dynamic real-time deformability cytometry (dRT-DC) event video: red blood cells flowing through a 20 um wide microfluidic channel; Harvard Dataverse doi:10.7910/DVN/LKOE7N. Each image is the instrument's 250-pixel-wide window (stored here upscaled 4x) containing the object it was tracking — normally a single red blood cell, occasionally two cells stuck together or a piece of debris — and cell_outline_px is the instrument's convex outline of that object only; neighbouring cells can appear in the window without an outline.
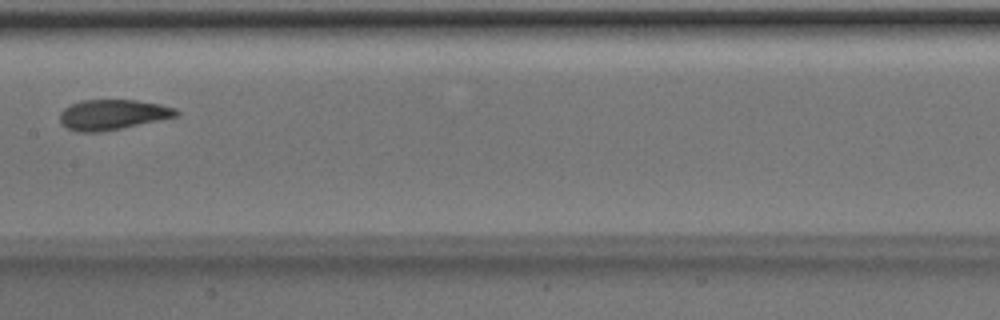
{"species": "Egyptian fruit bat (a non-hibernating species)", "species_latin": "Rousettus aegyptiacus", "temperature_condition": "room temperature", "stored_images_in_passage": 6, "camera_frame_rate_fps": 3000, "um_per_image_px": 0.085, "animal": {"sex": "male"}, "frame": {"image": 1, "passage_image": 6, "time_ms": 1.667, "image_size_px": [1000, 320], "cell_outline_px": [[180, 112], [176, 116], [120, 128], [100, 132], [76, 132], [60, 124], [60, 112], [64, 108], [80, 100], [136, 100], [160, 104], [176, 108]], "centroid_in_image_um": [9.53, 9.74], "position_along_channel_um": 197.9, "area_um2": 20.35}}